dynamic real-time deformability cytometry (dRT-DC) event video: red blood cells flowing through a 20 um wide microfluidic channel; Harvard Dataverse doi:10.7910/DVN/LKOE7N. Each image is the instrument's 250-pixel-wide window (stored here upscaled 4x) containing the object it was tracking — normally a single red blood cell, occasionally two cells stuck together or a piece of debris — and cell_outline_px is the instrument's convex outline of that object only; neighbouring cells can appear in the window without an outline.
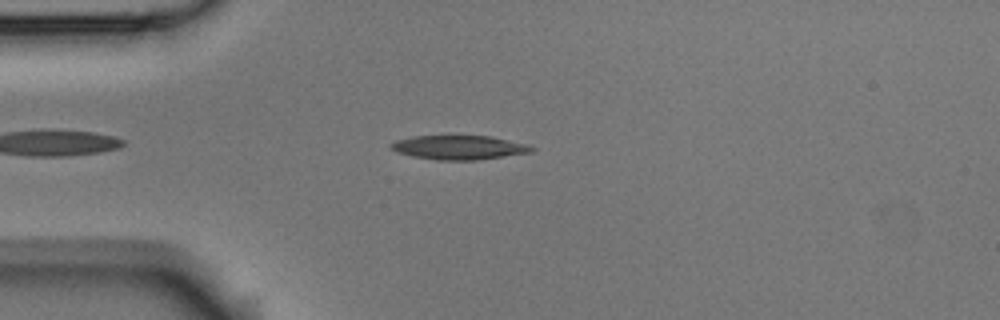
{"species": "Egyptian fruit bat (a non-hibernating species)", "species_latin": "Rousettus aegyptiacus", "temperature_condition": "room temperature", "stored_images_in_passage": 45, "camera_frame_rate_fps": 3000, "um_per_image_px": 0.085, "animal": {"sex": "male"}, "frame": {"image": 1, "passage_image": 6, "time_ms": 1.667, "image_size_px": [1000, 320], "cell_outline_px": [[536, 148], [532, 152], [480, 160], [436, 160], [412, 156], [396, 152], [388, 148], [388, 144], [396, 140], [412, 136], [488, 136], [528, 144]], "centroid_in_image_um": [38.98, 12.54], "position_along_channel_um": 46.0, "area_um2": 19.94}}
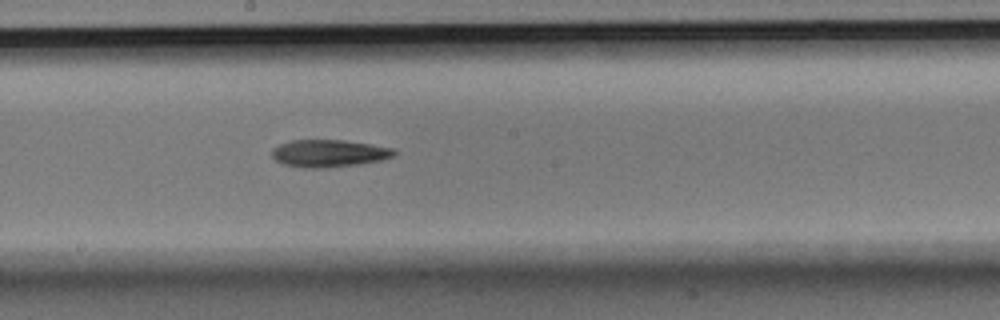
{"frame": {"image": 2, "passage_image": 21, "time_ms": 6.667, "image_size_px": [1000, 320], "cell_outline_px": [[396, 156], [380, 160], [356, 164], [328, 168], [304, 168], [284, 164], [276, 160], [272, 156], [272, 148], [280, 144], [292, 140], [344, 140], [372, 144], [396, 148]], "centroid_in_image_um": [27.99, 13.03], "position_along_channel_um": 220.2, "area_um2": 19.59}}
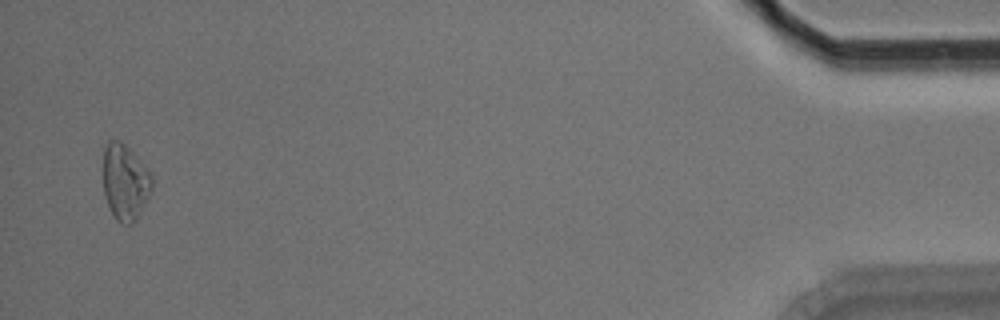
{"frame": {"image": 3, "passage_image": 44, "time_ms": 14.333, "image_size_px": [1000, 320], "cell_outline_px": [[152, 188], [136, 220], [132, 224], [120, 224], [116, 220], [104, 196], [104, 148], [108, 140], [120, 140], [152, 172]], "centroid_in_image_um": [10.64, 15.48], "position_along_channel_um": 424.6, "area_um2": 21.5}, "authors_computed_cell_mechanics": {"area_um2": 19.4208, "velocity_mm_per_s": 3.776, "shape_relaxation_time_tau1_ms": 5.2462, "shape_relaxation_time_tau2_ms": null, "deformation_change_tau1": 0.1391, "deformation_change_tau2": null}}